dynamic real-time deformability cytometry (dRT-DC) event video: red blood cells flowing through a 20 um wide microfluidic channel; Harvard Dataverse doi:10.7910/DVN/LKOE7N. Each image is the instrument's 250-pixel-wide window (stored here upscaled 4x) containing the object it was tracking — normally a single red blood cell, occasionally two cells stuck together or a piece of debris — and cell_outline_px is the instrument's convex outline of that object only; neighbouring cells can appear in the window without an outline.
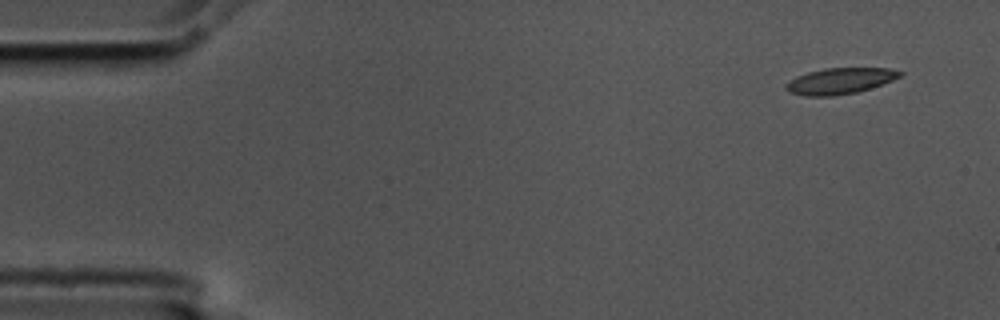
{"species": "common noctule bat (a hibernating species)", "species_latin": "Nyctalus noctula", "temperature_condition": "cold", "stored_images_in_passage": 4, "camera_frame_rate_fps": 3000, "um_per_image_px": 0.085, "animal": {"sex": "male", "body_mass_g": 17.5, "forearm_length_mm": 52.3}, "frame": {"image": 1, "passage_image": 1, "time_ms": 0.0, "image_size_px": [1000, 320], "cell_outline_px": [[904, 72], [900, 76], [892, 80], [856, 92], [832, 96], [804, 96], [788, 92], [784, 88], [796, 76], [808, 72], [824, 68], [888, 68]], "centroid_in_image_um": [71.37, 6.88], "position_along_channel_um": 13.6, "area_um2": 17.05}}
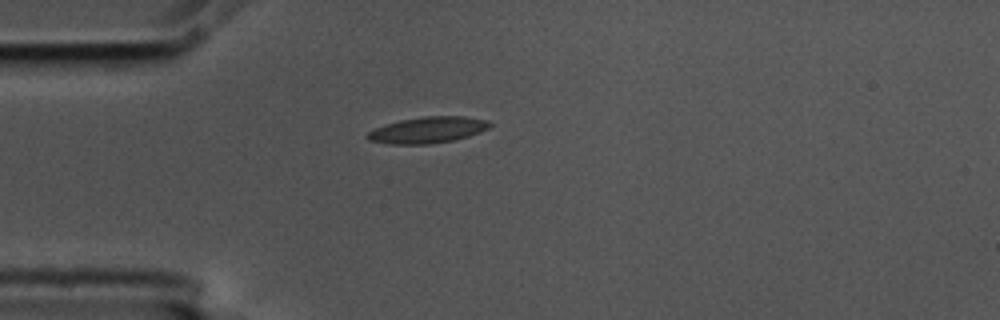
{"frame": {"image": 2, "passage_image": 4, "time_ms": 1.0, "image_size_px": [1000, 320], "cell_outline_px": [[492, 124], [488, 128], [480, 132], [468, 136], [452, 140], [428, 144], [388, 144], [368, 140], [364, 136], [368, 132], [376, 128], [400, 120], [424, 116], [464, 116], [488, 120]], "centroid_in_image_um": [36.35, 11.04], "position_along_channel_um": 48.6, "area_um2": 18.61}}